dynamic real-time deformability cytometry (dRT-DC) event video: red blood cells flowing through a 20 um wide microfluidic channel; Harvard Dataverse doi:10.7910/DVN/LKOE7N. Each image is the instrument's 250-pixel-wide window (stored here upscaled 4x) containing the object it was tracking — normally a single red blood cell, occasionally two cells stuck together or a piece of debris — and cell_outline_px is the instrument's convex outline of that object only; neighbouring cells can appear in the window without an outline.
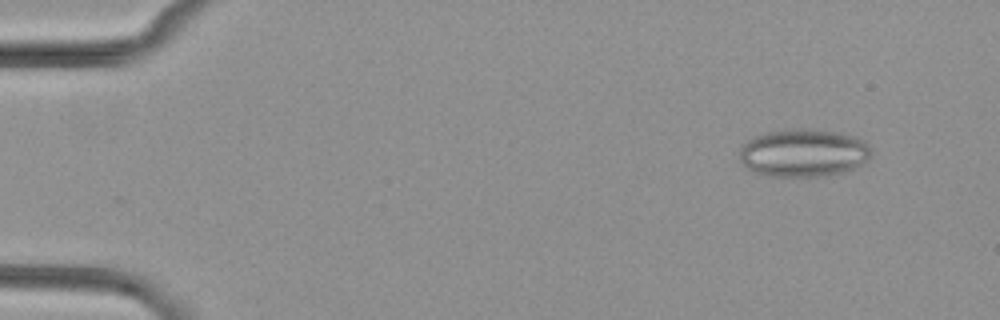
{"species": "common noctule bat (a hibernating species)", "species_latin": "Nyctalus noctula", "temperature_condition": "cold", "stored_images_in_passage": 50, "camera_frame_rate_fps": 3000, "um_per_image_px": 0.085, "animal": {"sex": "female", "body_mass_g": 29.2, "forearm_length_mm": 56.3}, "frame": {"image": 1, "passage_image": 1, "time_ms": 0.0, "image_size_px": [1000, 320], "cell_outline_px": [[872, 156], [864, 164], [856, 168], [844, 172], [816, 176], [768, 176], [752, 172], [740, 160], [740, 148], [748, 140], [756, 136], [768, 132], [784, 128], [812, 128], [840, 132], [856, 136], [864, 140], [872, 152]], "centroid_in_image_um": [68.34, 12.98], "position_along_channel_um": 16.7, "area_um2": 37.28}}
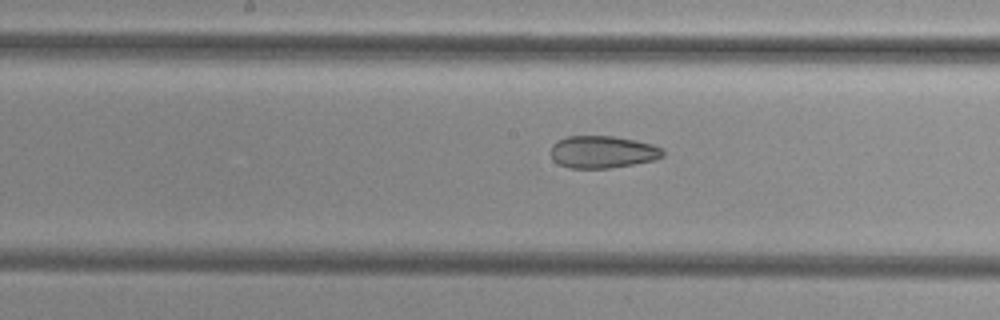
{"frame": {"image": 2, "passage_image": 24, "time_ms": 7.667, "image_size_px": [1000, 320], "cell_outline_px": [[664, 156], [656, 160], [608, 168], [568, 168], [552, 160], [552, 144], [568, 136], [612, 136], [636, 140], [652, 144], [660, 148], [664, 152]], "centroid_in_image_um": [51.23, 12.92], "position_along_channel_um": 197.0, "area_um2": 20.98}}
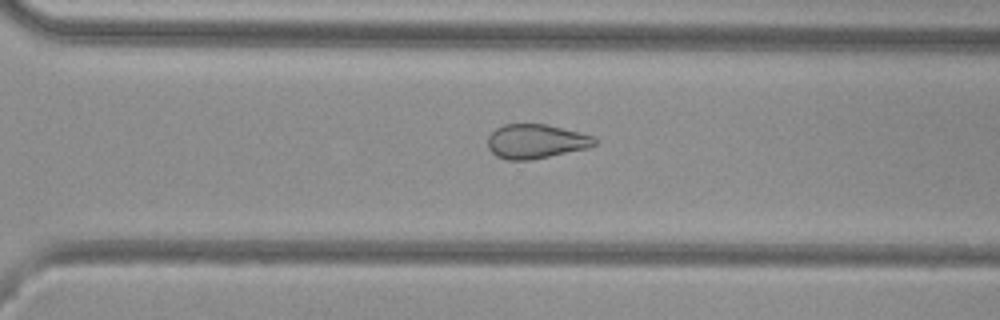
{"frame": {"image": 3, "passage_image": 34, "time_ms": 11.0, "image_size_px": [1000, 320], "cell_outline_px": [[596, 144], [588, 148], [532, 160], [508, 160], [496, 156], [488, 148], [488, 136], [496, 128], [504, 124], [544, 124], [592, 136], [596, 140]], "centroid_in_image_um": [45.51, 12.03], "position_along_channel_um": 325.1, "area_um2": 21.15}, "authors_computed_cell_mechanics": {"area_um2": 24.6517, "velocity_mm_per_s": 3.8498, "shape_relaxation_time_tau1_ms": null, "shape_relaxation_time_tau2_ms": 3.6888, "deformation_change_tau1": null, "deformation_change_tau2": 0.1071}}